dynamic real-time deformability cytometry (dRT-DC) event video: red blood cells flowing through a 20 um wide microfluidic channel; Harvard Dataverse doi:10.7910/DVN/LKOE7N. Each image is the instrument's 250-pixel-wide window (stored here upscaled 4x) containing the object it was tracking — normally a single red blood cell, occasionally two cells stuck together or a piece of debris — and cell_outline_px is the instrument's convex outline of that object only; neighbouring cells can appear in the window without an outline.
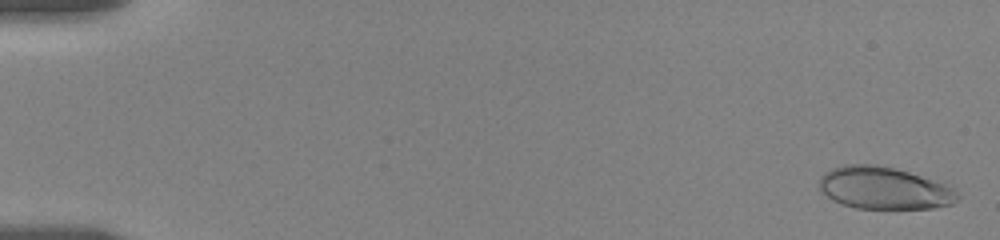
{"species": "human", "species_latin": "Homo sapiens", "temperature_condition": "room temperature", "stored_images_in_passage": 13, "camera_frame_rate_fps": 3000, "um_per_image_px": 0.085, "donor": {"sex": "female"}, "frame": {"image": 1, "passage_image": 1, "time_ms": 0.0, "image_size_px": [1000, 240], "cell_outline_px": [[960, 200], [952, 204], [932, 208], [856, 208], [840, 204], [832, 200], [820, 188], [820, 176], [824, 172], [832, 168], [844, 164], [876, 164], [908, 172], [944, 184], [952, 188], [960, 196]], "centroid_in_image_um": [75.13, 15.99], "position_along_channel_um": 9.9, "area_um2": 33.81}}
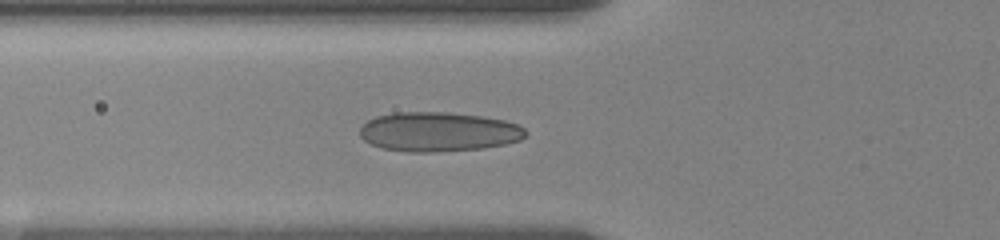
{"frame": {"image": 2, "passage_image": 10, "time_ms": 3.0, "image_size_px": [1000, 240], "cell_outline_px": [[528, 132], [520, 140], [504, 144], [484, 148], [436, 152], [408, 152], [380, 148], [364, 140], [360, 136], [360, 128], [368, 120], [376, 116], [396, 112], [444, 112], [480, 116], [504, 120], [516, 124], [524, 128]], "centroid_in_image_um": [37.25, 11.21], "position_along_channel_um": 88.5, "area_um2": 38.09}}
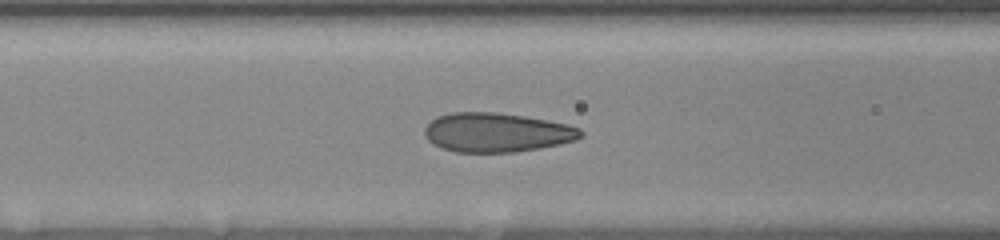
{"frame": {"image": 3, "passage_image": 12, "time_ms": 3.667, "image_size_px": [1000, 240], "cell_outline_px": [[584, 136], [576, 140], [560, 144], [540, 148], [516, 152], [456, 152], [440, 148], [432, 144], [428, 140], [424, 132], [424, 128], [436, 116], [452, 112], [496, 112], [524, 116], [568, 124], [580, 128], [584, 132]], "centroid_in_image_um": [42.23, 11.26], "position_along_channel_um": 124.4, "area_um2": 35.95}}